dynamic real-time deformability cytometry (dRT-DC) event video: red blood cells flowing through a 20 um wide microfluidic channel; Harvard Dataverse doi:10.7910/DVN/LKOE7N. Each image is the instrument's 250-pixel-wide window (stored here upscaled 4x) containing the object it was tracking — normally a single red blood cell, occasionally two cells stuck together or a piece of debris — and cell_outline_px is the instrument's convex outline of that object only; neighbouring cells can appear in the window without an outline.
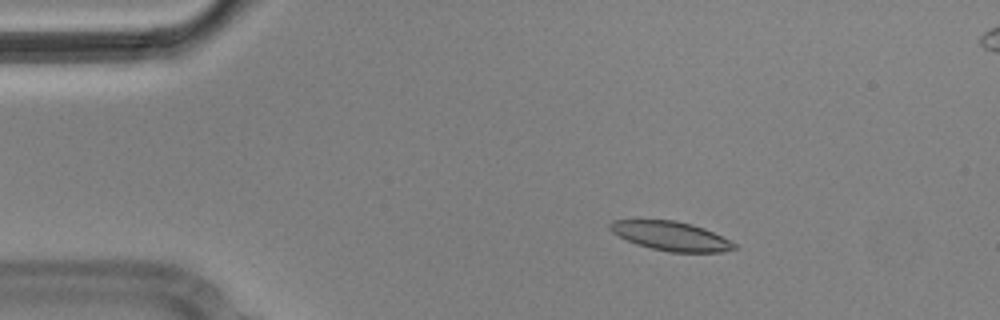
{"species": "Egyptian fruit bat (a non-hibernating species)", "species_latin": "Rousettus aegyptiacus", "temperature_condition": "cold", "stored_images_in_passage": 6, "camera_frame_rate_fps": 3000, "um_per_image_px": 0.085, "animal": {"sex": "male"}, "frame": {"image": 1, "passage_image": 3, "time_ms": 0.667, "image_size_px": [1000, 320], "cell_outline_px": [[740, 248], [720, 252], [672, 252], [652, 248], [636, 244], [612, 232], [608, 228], [608, 224], [612, 220], [676, 220], [692, 224], [704, 228], [736, 244]], "centroid_in_image_um": [57.03, 20.06], "position_along_channel_um": 28.0, "area_um2": 20.92}}